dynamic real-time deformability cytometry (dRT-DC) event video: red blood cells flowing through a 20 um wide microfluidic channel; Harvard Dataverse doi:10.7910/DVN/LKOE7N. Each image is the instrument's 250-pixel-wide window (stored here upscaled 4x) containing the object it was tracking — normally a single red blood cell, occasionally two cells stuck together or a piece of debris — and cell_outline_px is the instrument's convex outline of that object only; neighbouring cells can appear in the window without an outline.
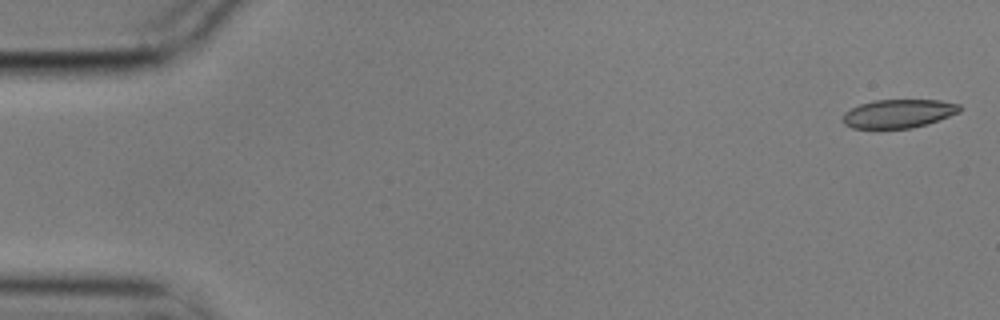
{"species": "common noctule bat (a hibernating species)", "species_latin": "Nyctalus noctula", "temperature_condition": "cold", "stored_images_in_passage": 5, "camera_frame_rate_fps": 3000, "um_per_image_px": 0.085, "animal": {"sex": "male", "body_mass_g": 17.9}, "frame": {"image": 1, "passage_image": 1, "time_ms": 0.0, "image_size_px": [1000, 320], "cell_outline_px": [[964, 108], [960, 112], [912, 128], [852, 128], [844, 124], [844, 112], [860, 104], [876, 100], [940, 100], [960, 104]], "centroid_in_image_um": [76.4, 9.64], "position_along_channel_um": 8.6, "area_um2": 19.25}}
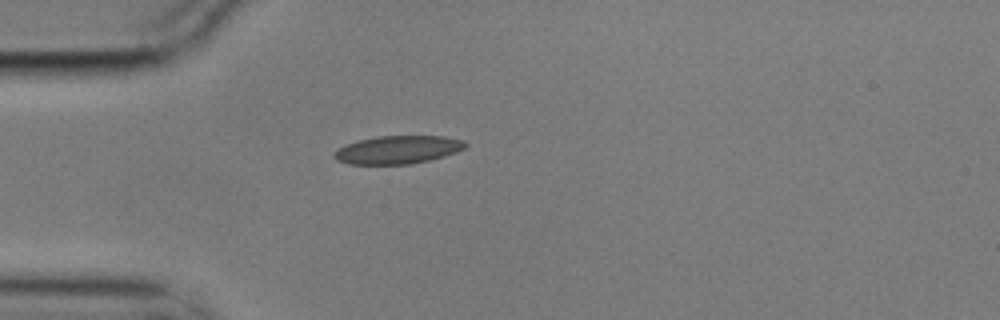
{"frame": {"image": 2, "passage_image": 5, "time_ms": 1.333, "image_size_px": [1000, 320], "cell_outline_px": [[468, 144], [464, 148], [456, 152], [444, 156], [412, 164], [348, 164], [336, 160], [332, 156], [332, 152], [336, 148], [344, 144], [376, 136], [444, 136], [464, 140]], "centroid_in_image_um": [33.76, 12.72], "position_along_channel_um": 51.2, "area_um2": 21.68}}